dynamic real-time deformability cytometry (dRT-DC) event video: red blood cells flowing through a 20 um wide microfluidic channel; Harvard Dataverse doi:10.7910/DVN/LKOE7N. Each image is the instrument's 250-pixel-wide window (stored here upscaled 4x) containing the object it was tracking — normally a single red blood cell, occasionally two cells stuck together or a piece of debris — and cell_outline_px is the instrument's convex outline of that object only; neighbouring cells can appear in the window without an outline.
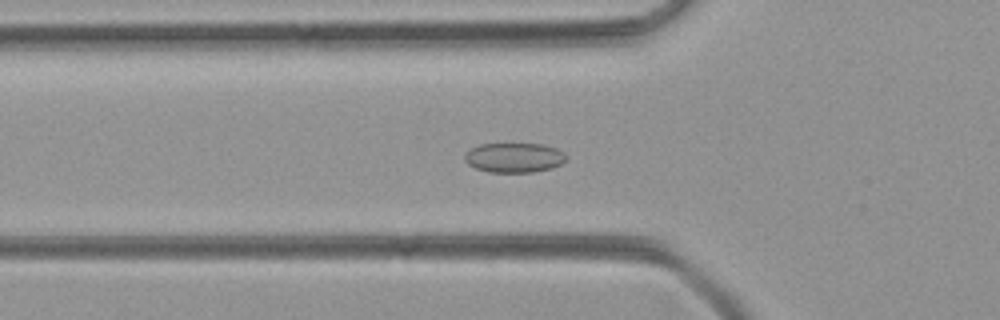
{"species": "common noctule bat (a hibernating species)", "species_latin": "Nyctalus noctula", "temperature_condition": "room temperature", "stored_images_in_passage": 50, "camera_frame_rate_fps": 3000, "um_per_image_px": 0.085, "animal": {"sex": "female", "body_mass_g": 21.9}, "frame": {"image": 1, "passage_image": 17, "time_ms": 5.333, "image_size_px": [1000, 320], "cell_outline_px": [[568, 156], [560, 164], [552, 168], [532, 172], [488, 172], [476, 168], [468, 164], [464, 160], [464, 152], [480, 144], [544, 144], [556, 148], [564, 152]], "centroid_in_image_um": [43.69, 13.39], "position_along_channel_um": 82.1, "area_um2": 17.63}}
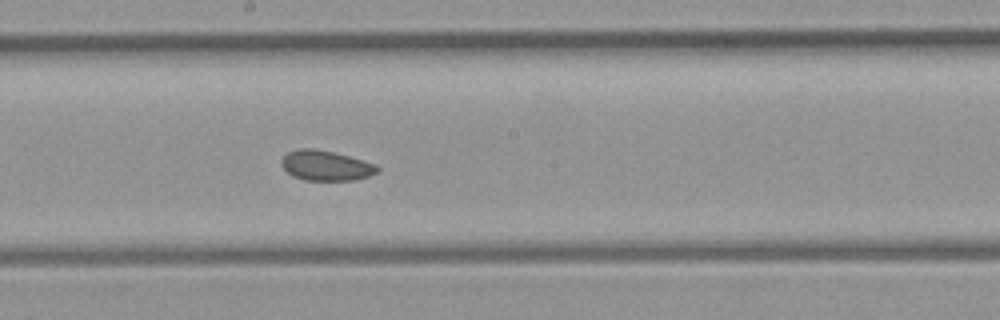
{"frame": {"image": 2, "passage_image": 27, "time_ms": 8.667, "image_size_px": [1000, 320], "cell_outline_px": [[380, 168], [376, 172], [368, 176], [356, 180], [304, 180], [292, 176], [280, 164], [280, 160], [288, 152], [300, 148], [312, 148], [332, 152], [348, 156], [376, 164]], "centroid_in_image_um": [27.67, 14.08], "position_along_channel_um": 220.5, "area_um2": 16.7}}
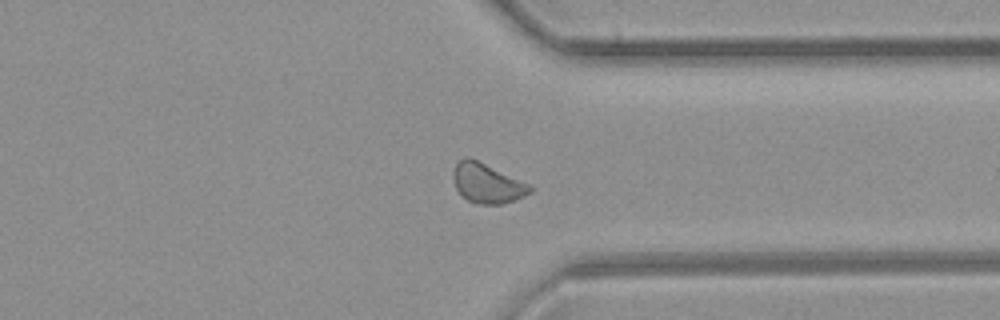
{"frame": {"image": 3, "passage_image": 38, "time_ms": 12.333, "image_size_px": [1000, 320], "cell_outline_px": [[532, 192], [524, 196], [500, 204], [476, 204], [460, 196], [456, 188], [452, 176], [452, 172], [456, 164], [460, 160], [468, 156], [532, 184]], "centroid_in_image_um": [41.41, 15.57], "position_along_channel_um": 370.0, "area_um2": 17.92}}